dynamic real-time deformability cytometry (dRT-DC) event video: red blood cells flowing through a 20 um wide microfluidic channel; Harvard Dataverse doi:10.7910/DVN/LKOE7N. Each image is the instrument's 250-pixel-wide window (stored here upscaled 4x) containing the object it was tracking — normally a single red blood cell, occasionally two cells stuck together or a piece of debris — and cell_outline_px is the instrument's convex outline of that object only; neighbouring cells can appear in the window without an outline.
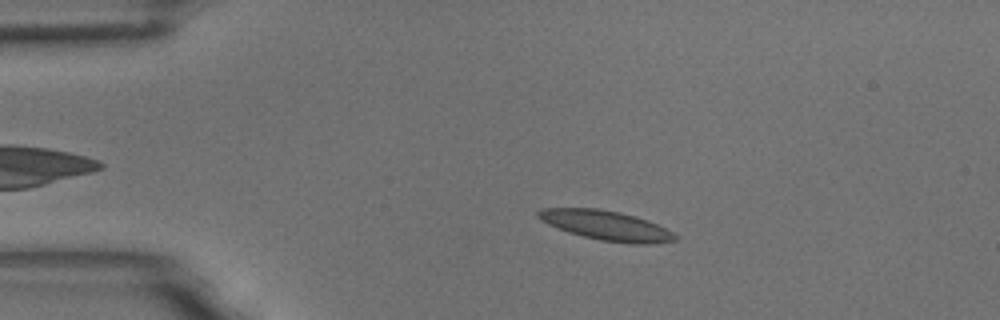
{"species": "common noctule bat (a hibernating species)", "species_latin": "Nyctalus noctula", "temperature_condition": "room temperature", "stored_images_in_passage": 56, "camera_frame_rate_fps": 3000, "um_per_image_px": 0.085, "animal": {"sex": "male", "body_mass_g": 18.8}, "frame": {"image": 1, "passage_image": 11, "time_ms": 3.333, "image_size_px": [1000, 320], "cell_outline_px": [[676, 240], [648, 244], [632, 244], [600, 240], [568, 232], [548, 224], [540, 220], [536, 216], [536, 212], [540, 208], [596, 208], [620, 212], [656, 224], [672, 232], [676, 236]], "centroid_in_image_um": [51.45, 19.16], "position_along_channel_um": 33.5, "area_um2": 23.29}}
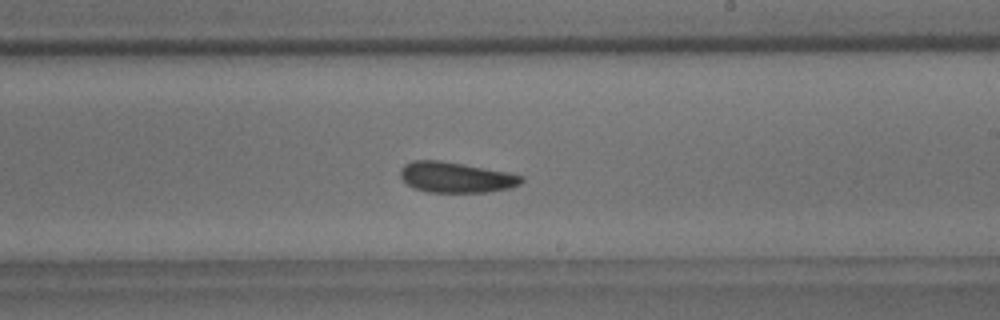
{"frame": {"image": 2, "passage_image": 33, "time_ms": 10.667, "image_size_px": [1000, 320], "cell_outline_px": [[524, 180], [520, 184], [512, 188], [488, 192], [428, 192], [416, 188], [408, 184], [400, 176], [400, 168], [404, 164], [412, 160], [440, 160], [464, 164], [508, 172], [524, 176]], "centroid_in_image_um": [38.78, 15.06], "position_along_channel_um": 250.2, "area_um2": 21.68}}
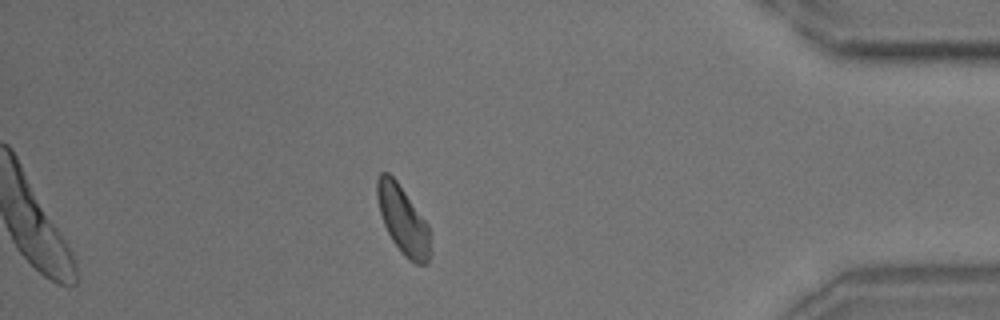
{"frame": {"image": 3, "passage_image": 49, "time_ms": 16.0, "image_size_px": [1000, 320], "cell_outline_px": [[432, 232], [428, 264], [416, 264], [408, 260], [400, 252], [392, 240], [384, 224], [380, 212], [376, 196], [376, 180], [380, 172], [388, 172], [396, 180], [428, 224]], "centroid_in_image_um": [34.27, 18.72], "position_along_channel_um": 400.9, "area_um2": 21.33}, "authors_computed_cell_mechanics": {"area_um2": 21.7617, "velocity_mm_per_s": 3.556, "shape_relaxation_time_tau1_ms": 3.8932, "shape_relaxation_time_tau2_ms": 5.4986, "deformation_change_tau1": 0.1156, "deformation_change_tau2": 0.1191}}